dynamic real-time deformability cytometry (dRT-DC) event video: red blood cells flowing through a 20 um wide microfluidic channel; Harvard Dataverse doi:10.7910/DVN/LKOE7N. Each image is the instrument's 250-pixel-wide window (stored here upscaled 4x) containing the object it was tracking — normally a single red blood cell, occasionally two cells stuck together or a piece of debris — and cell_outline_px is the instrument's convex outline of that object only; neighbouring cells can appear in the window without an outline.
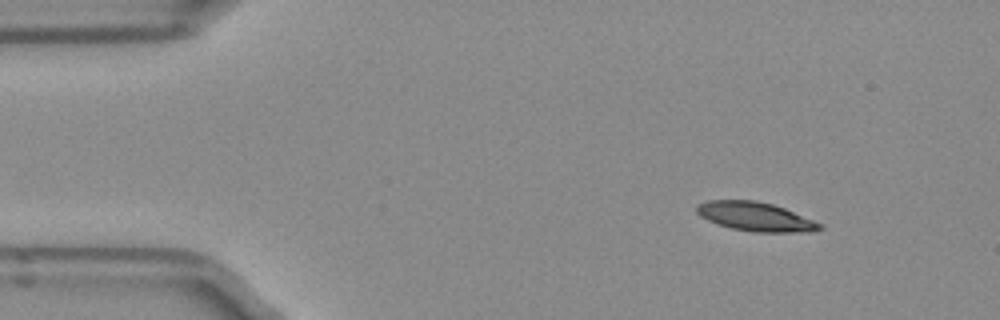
{"species": "Egyptian fruit bat (a non-hibernating species)", "species_latin": "Rousettus aegyptiacus", "temperature_condition": "room temperature", "stored_images_in_passage": 46, "camera_frame_rate_fps": 3000, "um_per_image_px": 0.085, "frame": {"image": 1, "passage_image": 1, "time_ms": 0.0, "image_size_px": [1000, 320], "cell_outline_px": [[824, 228], [808, 232], [752, 232], [732, 228], [708, 220], [700, 216], [696, 212], [696, 204], [708, 200], [756, 200], [772, 204], [784, 208], [824, 224]], "centroid_in_image_um": [64.23, 18.41], "position_along_channel_um": 20.8, "area_um2": 20.81}}
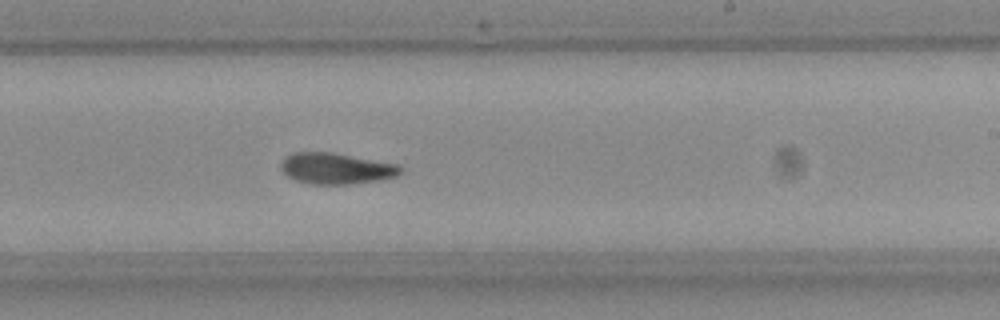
{"frame": {"image": 2, "passage_image": 25, "time_ms": 8.0, "image_size_px": [1000, 320], "cell_outline_px": [[404, 168], [396, 176], [380, 180], [348, 184], [308, 184], [296, 180], [288, 176], [280, 168], [280, 164], [284, 156], [292, 152], [332, 152], [396, 164]], "centroid_in_image_um": [28.53, 14.31], "position_along_channel_um": 260.5, "area_um2": 21.68}}
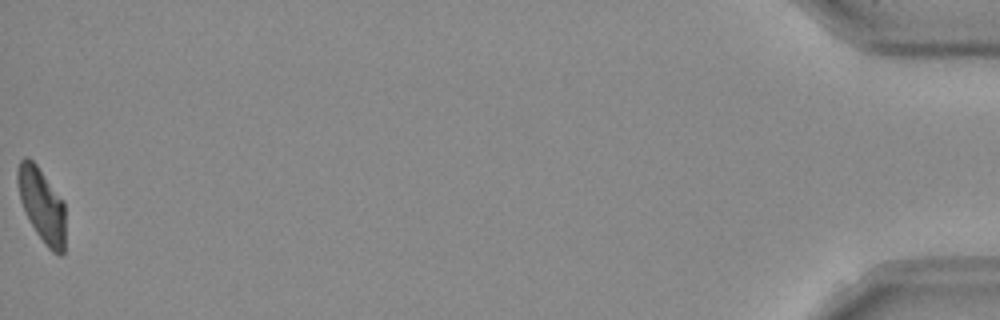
{"frame": {"image": 3, "passage_image": 46, "time_ms": 15.0, "image_size_px": [1000, 320], "cell_outline_px": [[64, 252], [60, 256], [52, 252], [48, 248], [36, 232], [20, 200], [16, 180], [16, 172], [20, 160], [24, 156], [28, 156], [36, 164], [64, 200]], "centroid_in_image_um": [3.55, 17.39], "position_along_channel_um": 431.7, "area_um2": 20.58}, "authors_computed_cell_mechanics": {"area_um2": 21.5016, "velocity_mm_per_s": 3.9505, "shape_relaxation_time_tau1_ms": 4.673, "shape_relaxation_time_tau2_ms": 7.0392, "deformation_change_tau1": 0.1782, "deformation_change_tau2": 0.1372}}